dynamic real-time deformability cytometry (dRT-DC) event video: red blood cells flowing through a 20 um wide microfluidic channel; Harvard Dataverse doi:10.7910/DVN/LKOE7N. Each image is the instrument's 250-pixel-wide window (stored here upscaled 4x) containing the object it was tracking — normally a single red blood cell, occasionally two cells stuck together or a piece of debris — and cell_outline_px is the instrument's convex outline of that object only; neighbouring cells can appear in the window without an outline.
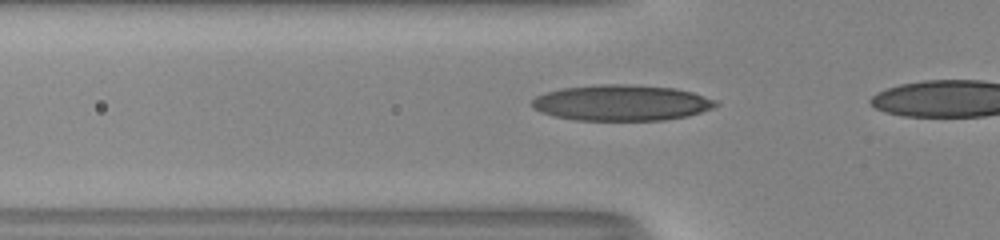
{"species": "human", "species_latin": "Homo sapiens", "temperature_condition": "room temperature", "stored_images_in_passage": 5, "camera_frame_rate_fps": 3000, "um_per_image_px": 0.085, "donor": {"sex": "male"}, "frame": {"image": 1, "passage_image": 3, "time_ms": 0.667, "image_size_px": [1000, 240], "cell_outline_px": [[720, 104], [712, 108], [688, 116], [664, 120], [576, 120], [556, 116], [540, 112], [532, 108], [532, 100], [536, 96], [560, 88], [600, 84], [632, 84], [672, 88], [692, 92], [716, 100]], "centroid_in_image_um": [52.82, 8.73], "position_along_channel_um": 73.0, "area_um2": 38.38}}